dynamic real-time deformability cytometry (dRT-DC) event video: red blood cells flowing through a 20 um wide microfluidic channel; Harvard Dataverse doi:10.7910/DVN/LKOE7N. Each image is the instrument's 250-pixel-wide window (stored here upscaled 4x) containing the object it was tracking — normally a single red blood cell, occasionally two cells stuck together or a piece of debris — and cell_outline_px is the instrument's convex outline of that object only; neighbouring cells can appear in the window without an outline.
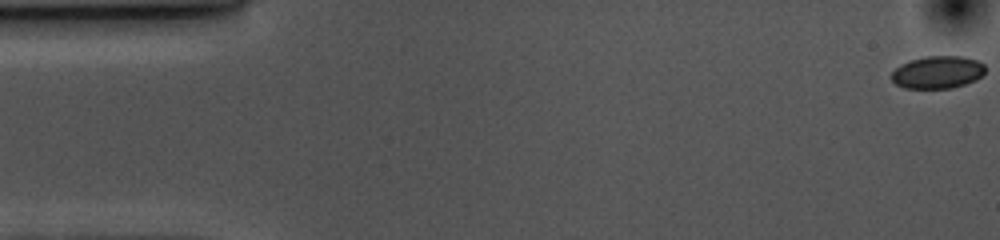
{"species": "common noctule bat (a hibernating species)", "species_latin": "Nyctalus noctula", "temperature_condition": "cold", "stored_images_in_passage": 56, "camera_frame_rate_fps": 3000, "um_per_image_px": 0.085, "animal": {"sex": "female", "body_mass_g": 10.0, "forearm_length_mm": 53.1}, "frame": {"image": 1, "passage_image": 1, "time_ms": 0.0, "image_size_px": [1000, 240], "cell_outline_px": [[984, 72], [976, 80], [952, 88], [904, 88], [896, 84], [892, 80], [892, 72], [900, 64], [924, 56], [964, 56], [976, 60], [984, 64]], "centroid_in_image_um": [79.69, 6.13], "position_along_channel_um": 5.3, "area_um2": 17.69}}
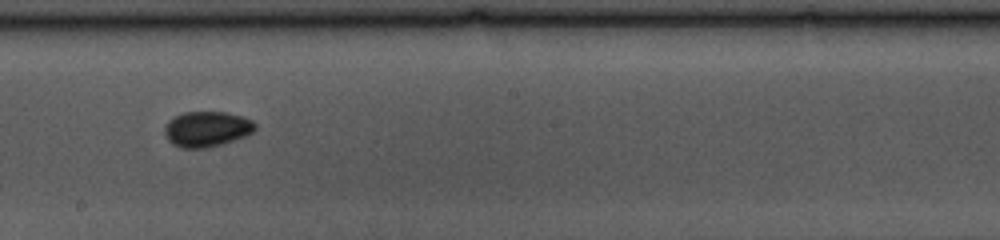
{"frame": {"image": 2, "passage_image": 30, "time_ms": 9.667, "image_size_px": [1000, 240], "cell_outline_px": [[256, 128], [252, 132], [244, 136], [220, 144], [204, 148], [180, 148], [172, 144], [168, 140], [164, 132], [164, 124], [172, 116], [184, 112], [224, 112], [244, 116], [252, 120], [256, 124]], "centroid_in_image_um": [17.53, 10.95], "position_along_channel_um": 230.7, "area_um2": 18.79}}
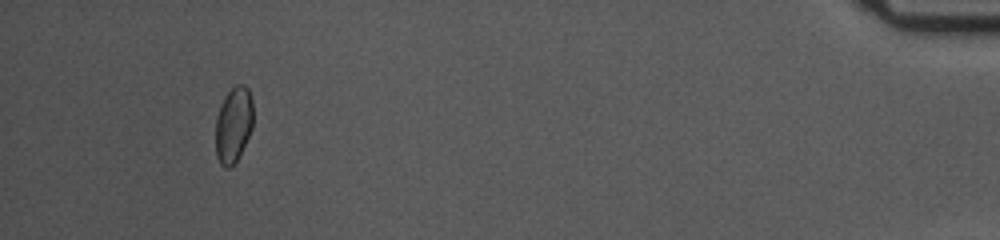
{"frame": {"image": 3, "passage_image": 52, "time_ms": 17.0, "image_size_px": [1000, 240], "cell_outline_px": [[252, 128], [236, 160], [228, 168], [224, 168], [220, 164], [216, 156], [216, 116], [220, 104], [224, 96], [236, 84], [244, 84], [248, 88], [252, 100]], "centroid_in_image_um": [19.82, 10.56], "position_along_channel_um": 415.4, "area_um2": 16.47}, "authors_computed_cell_mechanics": {"area_um2": 17.8602, "velocity_mm_per_s": 3.5558, "shape_relaxation_time_tau1_ms": 3.8108, "shape_relaxation_time_tau2_ms": null, "deformation_change_tau1": 0.0452, "deformation_change_tau2": null}}